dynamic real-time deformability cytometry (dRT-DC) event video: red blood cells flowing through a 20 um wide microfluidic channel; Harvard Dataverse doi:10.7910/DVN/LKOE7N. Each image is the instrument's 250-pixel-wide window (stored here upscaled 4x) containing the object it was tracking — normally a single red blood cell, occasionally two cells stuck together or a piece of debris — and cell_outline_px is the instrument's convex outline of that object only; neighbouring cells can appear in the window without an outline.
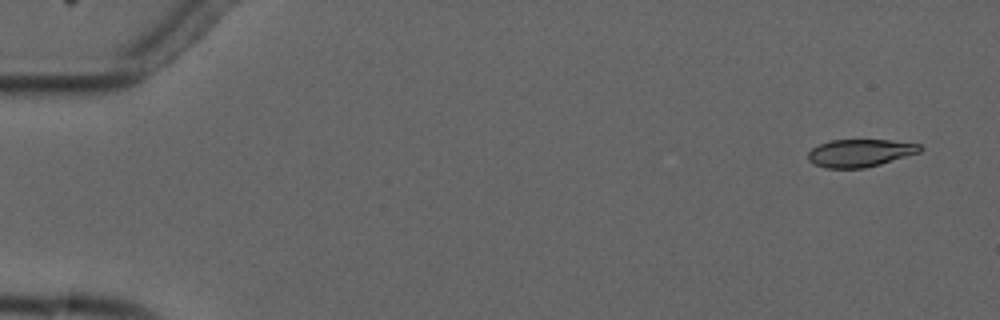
{"species": "common noctule bat (a hibernating species)", "species_latin": "Nyctalus noctula", "temperature_condition": "cold", "stored_images_in_passage": 7, "camera_frame_rate_fps": 3000, "um_per_image_px": 0.085, "animal": {"sex": "male", "forearm_length_mm": 52.5}, "frame": {"image": 1, "passage_image": 1, "time_ms": 0.0, "image_size_px": [1000, 320], "cell_outline_px": [[924, 148], [920, 152], [880, 164], [864, 168], [824, 168], [812, 164], [808, 160], [808, 152], [812, 148], [820, 144], [832, 140], [888, 140], [920, 144]], "centroid_in_image_um": [73.09, 13.01], "position_along_channel_um": 11.9, "area_um2": 18.03}}
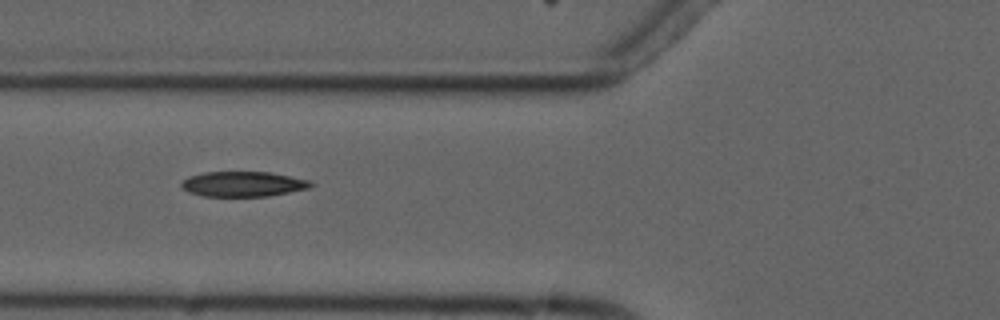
{"frame": {"image": 2, "passage_image": 6, "time_ms": 6.0, "image_size_px": [1000, 320], "cell_outline_px": [[316, 184], [308, 188], [268, 196], [204, 196], [188, 192], [180, 184], [188, 176], [204, 172], [268, 172], [312, 180]], "centroid_in_image_um": [20.68, 15.64], "position_along_channel_um": 105.1, "area_um2": 18.9}}
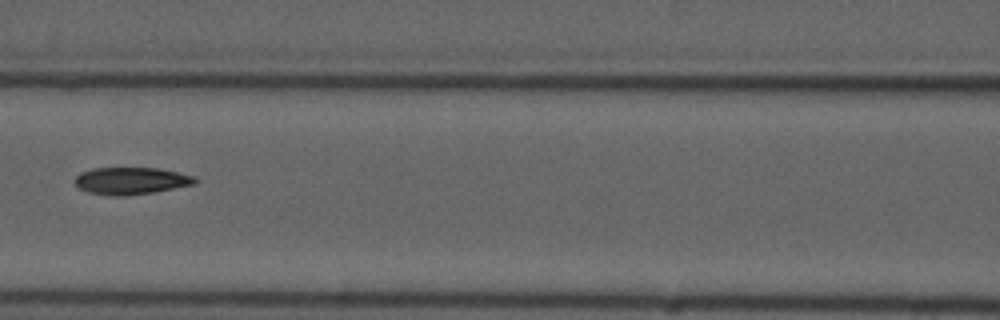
{"frame": {"image": 3, "passage_image": 7, "time_ms": 7.333, "image_size_px": [1000, 320], "cell_outline_px": [[200, 180], [196, 184], [152, 192], [124, 196], [112, 196], [88, 192], [80, 188], [72, 180], [80, 172], [92, 168], [160, 168], [196, 176]], "centroid_in_image_um": [11.16, 15.36], "position_along_channel_um": 155.4, "area_um2": 19.19}}